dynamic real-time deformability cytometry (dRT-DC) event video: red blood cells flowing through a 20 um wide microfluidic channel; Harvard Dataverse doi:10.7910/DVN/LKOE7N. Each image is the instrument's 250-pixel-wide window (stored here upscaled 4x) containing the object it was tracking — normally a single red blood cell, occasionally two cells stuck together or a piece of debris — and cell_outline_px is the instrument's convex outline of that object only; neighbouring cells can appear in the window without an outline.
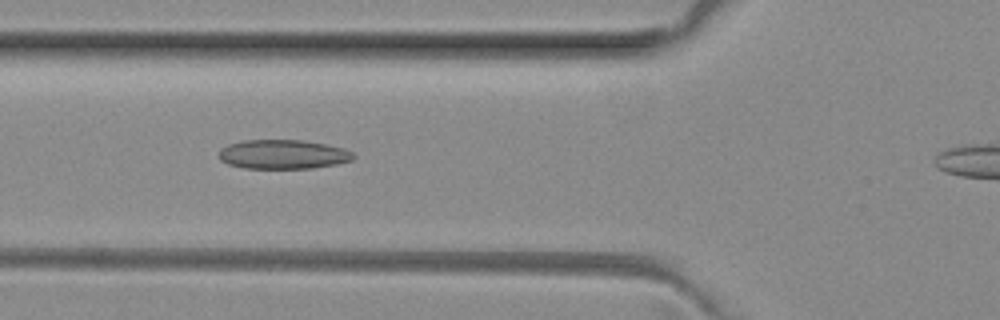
{"species": "common noctule bat (a hibernating species)", "species_latin": "Nyctalus noctula", "temperature_condition": "room temperature", "stored_images_in_passage": 41, "camera_frame_rate_fps": 3000, "um_per_image_px": 0.085, "animal": {"sex": "female", "body_mass_g": 29.2, "forearm_length_mm": 56.3}, "frame": {"image": 1, "passage_image": 16, "time_ms": 5.0, "image_size_px": [1000, 320], "cell_outline_px": [[356, 156], [352, 160], [336, 164], [312, 168], [244, 168], [228, 164], [220, 160], [220, 148], [228, 144], [244, 140], [300, 140], [324, 144], [344, 148], [352, 152]], "centroid_in_image_um": [24.05, 13.12], "position_along_channel_um": 101.7, "area_um2": 22.83}}
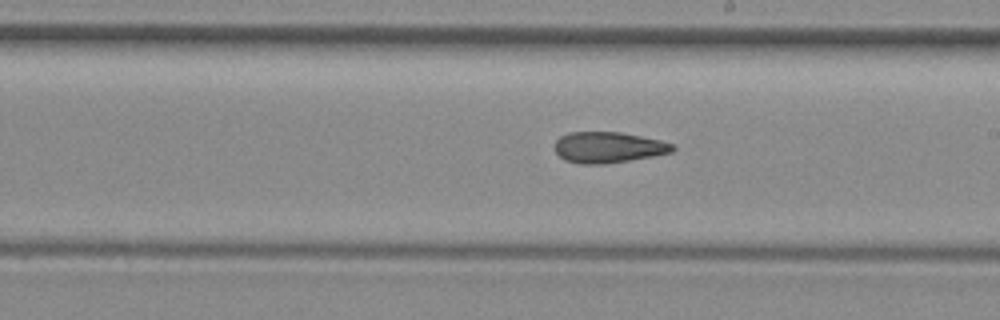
{"frame": {"image": 2, "passage_image": 26, "time_ms": 8.333, "image_size_px": [1000, 320], "cell_outline_px": [[676, 148], [672, 152], [652, 156], [604, 164], [580, 164], [564, 160], [556, 152], [556, 140], [560, 136], [568, 132], [620, 132], [660, 140], [672, 144]], "centroid_in_image_um": [51.68, 12.52], "position_along_channel_um": 237.3, "area_um2": 21.1}}
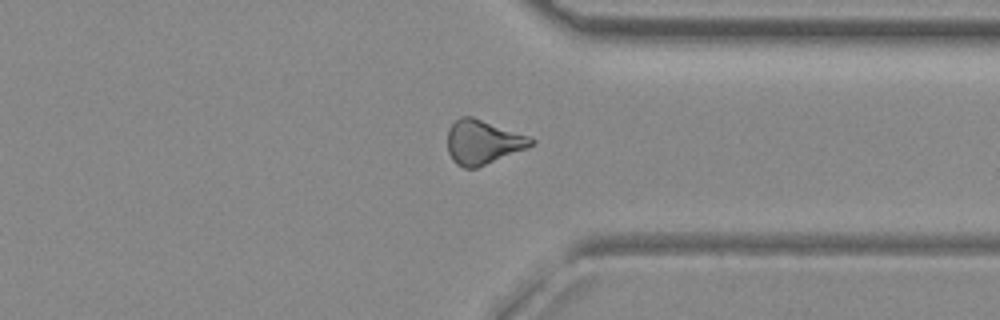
{"frame": {"image": 3, "passage_image": 36, "time_ms": 11.667, "image_size_px": [1000, 320], "cell_outline_px": [[536, 140], [528, 148], [476, 168], [464, 168], [456, 164], [452, 160], [448, 152], [448, 128], [460, 116], [472, 116], [532, 136]], "centroid_in_image_um": [41.07, 12.07], "position_along_channel_um": 370.3, "area_um2": 21.79}}